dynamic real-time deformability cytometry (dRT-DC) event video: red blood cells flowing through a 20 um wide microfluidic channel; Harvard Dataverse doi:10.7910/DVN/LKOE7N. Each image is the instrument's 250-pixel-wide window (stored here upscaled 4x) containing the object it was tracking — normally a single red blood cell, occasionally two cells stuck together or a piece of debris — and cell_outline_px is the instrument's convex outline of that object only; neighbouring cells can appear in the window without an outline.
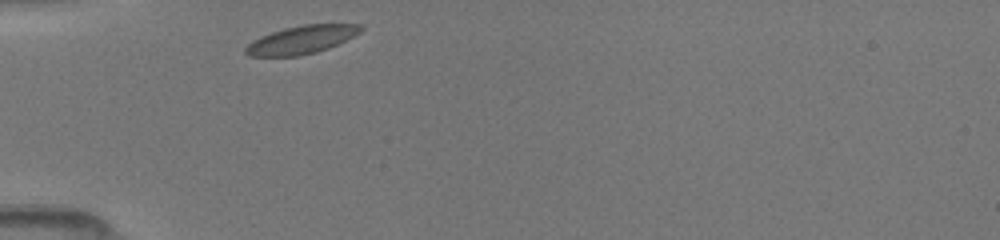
{"species": "common noctule bat (a hibernating species)", "species_latin": "Nyctalus noctula", "temperature_condition": "room temperature", "stored_images_in_passage": 37, "camera_frame_rate_fps": 3000, "um_per_image_px": 0.085, "animal": {"sex": "female", "body_mass_g": 19.5, "forearm_length_mm": 54.1}, "frame": {"image": 1, "passage_image": 1, "time_ms": 0.0, "image_size_px": [1000, 240], "cell_outline_px": [[364, 28], [360, 32], [328, 48], [316, 52], [296, 56], [248, 56], [244, 52], [244, 48], [252, 40], [260, 36], [284, 28], [304, 24], [364, 24]], "centroid_in_image_um": [25.59, 3.37], "position_along_channel_um": 59.4, "area_um2": 18.79}}
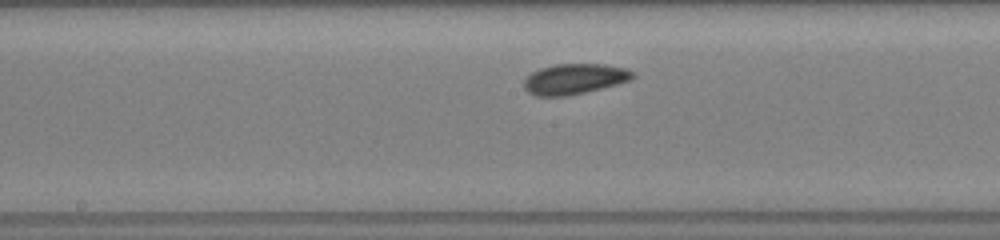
{"frame": {"image": 2, "passage_image": 17, "time_ms": 3.667, "image_size_px": [1000, 240], "cell_outline_px": [[636, 76], [628, 80], [616, 84], [568, 96], [536, 96], [528, 92], [524, 88], [524, 80], [532, 72], [540, 68], [556, 64], [604, 64], [624, 68], [632, 72]], "centroid_in_image_um": [48.79, 6.71], "position_along_channel_um": 199.4, "area_um2": 19.07}}
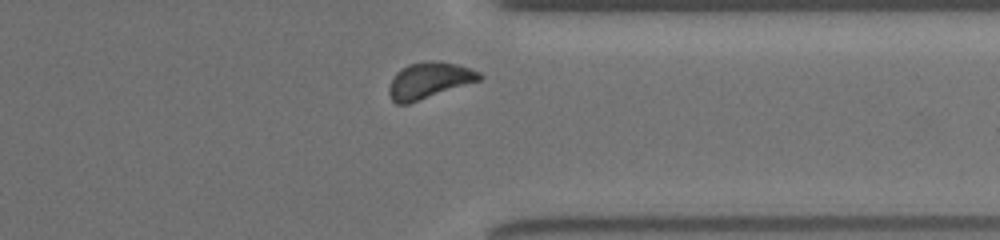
{"frame": {"image": 3, "passage_image": 31, "time_ms": 8.0, "image_size_px": [1000, 240], "cell_outline_px": [[484, 76], [480, 80], [408, 104], [396, 104], [392, 100], [388, 92], [388, 88], [396, 72], [400, 68], [408, 64], [428, 60], [440, 60], [456, 64], [480, 72]], "centroid_in_image_um": [36.46, 6.82], "position_along_channel_um": 374.9, "area_um2": 19.13}}